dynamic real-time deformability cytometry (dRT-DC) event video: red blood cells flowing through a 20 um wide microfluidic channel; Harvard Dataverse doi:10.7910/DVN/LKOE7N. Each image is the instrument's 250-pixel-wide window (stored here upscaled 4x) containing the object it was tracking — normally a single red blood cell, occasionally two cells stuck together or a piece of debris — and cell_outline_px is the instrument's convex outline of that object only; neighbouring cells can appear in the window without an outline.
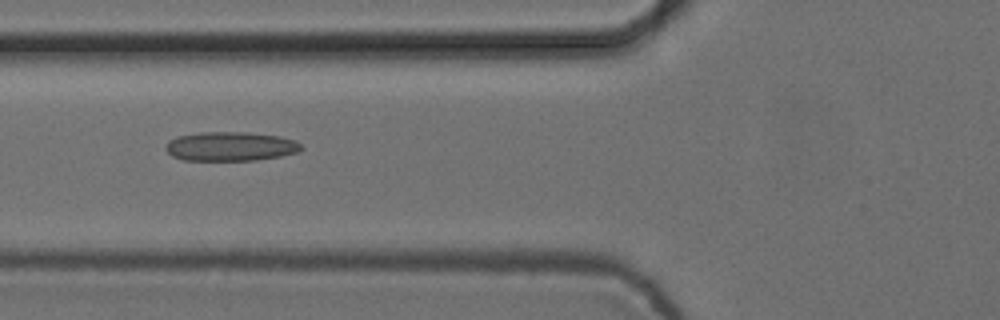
{"species": "common noctule bat (a hibernating species)", "species_latin": "Nyctalus noctula", "temperature_condition": "cold", "stored_images_in_passage": 7, "camera_frame_rate_fps": 3000, "um_per_image_px": 0.085, "animal": {"sex": "female", "body_mass_g": 24.6, "forearm_length_mm": 56.2}, "frame": {"image": 1, "passage_image": 6, "time_ms": 1.667, "image_size_px": [1000, 320], "cell_outline_px": [[304, 148], [296, 152], [280, 156], [256, 160], [184, 160], [172, 156], [164, 148], [168, 140], [176, 136], [200, 132], [248, 132], [280, 136], [296, 140]], "centroid_in_image_um": [19.57, 12.43], "position_along_channel_um": 106.2, "area_um2": 23.18}}
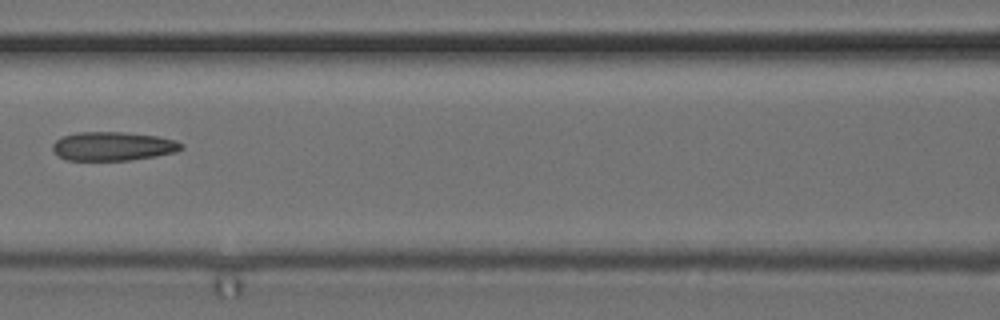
{"frame": {"image": 2, "passage_image": 7, "time_ms": 2.0, "image_size_px": [1000, 320], "cell_outline_px": [[184, 148], [176, 152], [156, 156], [128, 160], [68, 160], [60, 156], [52, 148], [52, 144], [60, 136], [76, 132], [124, 132], [160, 136], [176, 140], [184, 144]], "centroid_in_image_um": [9.64, 12.41], "position_along_channel_um": 157.0, "area_um2": 21.79}}